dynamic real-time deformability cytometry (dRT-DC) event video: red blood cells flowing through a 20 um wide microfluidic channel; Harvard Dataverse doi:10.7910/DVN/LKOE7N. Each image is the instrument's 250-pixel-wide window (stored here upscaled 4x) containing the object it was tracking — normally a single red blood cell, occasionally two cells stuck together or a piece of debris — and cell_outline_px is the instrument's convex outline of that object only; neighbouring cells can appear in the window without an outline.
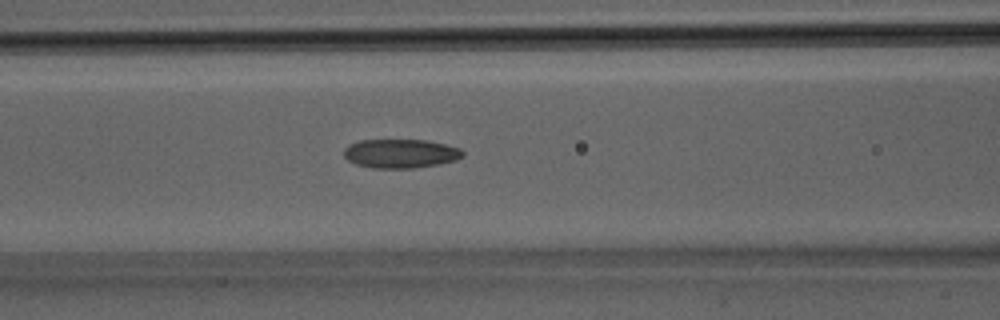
{"species": "Egyptian fruit bat (a non-hibernating species)", "species_latin": "Rousettus aegyptiacus", "temperature_condition": "room temperature", "stored_images_in_passage": 32, "camera_frame_rate_fps": 3000, "um_per_image_px": 0.085, "animal": {"sex": "male"}, "frame": {"image": 1, "passage_image": 13, "time_ms": 4.0, "image_size_px": [1000, 320], "cell_outline_px": [[464, 156], [456, 160], [440, 164], [412, 168], [372, 168], [356, 164], [348, 160], [344, 156], [344, 148], [348, 144], [360, 140], [424, 140], [444, 144], [460, 148], [464, 152]], "centroid_in_image_um": [34.04, 13.05], "position_along_channel_um": 132.6, "area_um2": 20.11}}
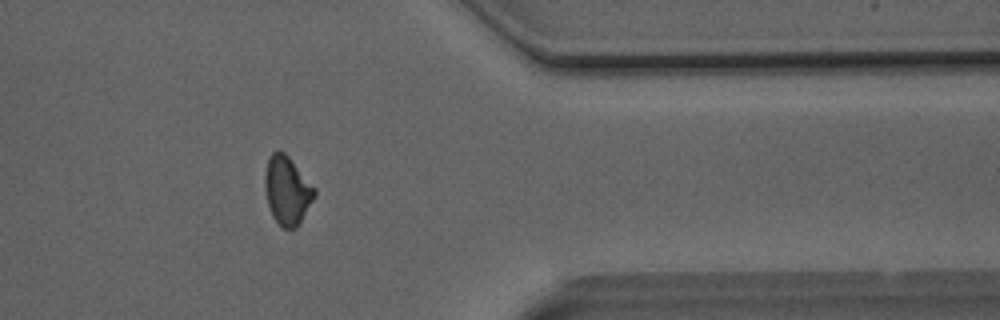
{"frame": {"image": 2, "passage_image": 26, "time_ms": 8.333, "image_size_px": [1000, 320], "cell_outline_px": [[316, 196], [300, 224], [296, 228], [284, 228], [272, 216], [268, 204], [264, 188], [264, 176], [268, 160], [272, 152], [284, 152], [288, 156], [316, 188]], "centroid_in_image_um": [24.43, 16.21], "position_along_channel_um": 387.0, "area_um2": 19.77}}
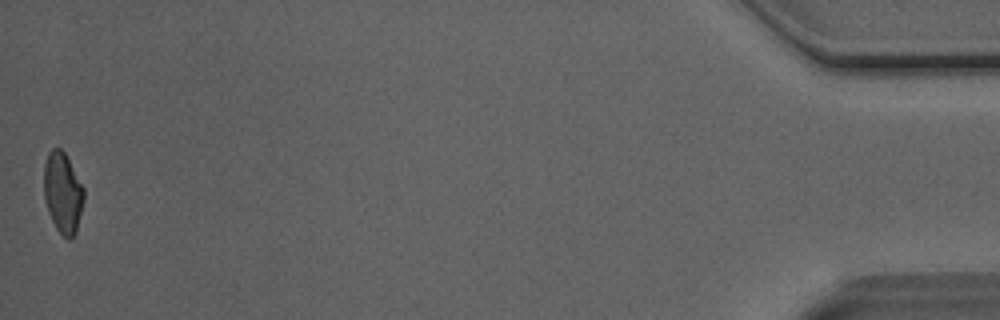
{"frame": {"image": 3, "passage_image": 32, "time_ms": 10.333, "image_size_px": [1000, 320], "cell_outline_px": [[84, 200], [76, 232], [68, 240], [56, 228], [48, 212], [44, 196], [44, 164], [48, 152], [52, 148], [60, 148], [64, 152], [84, 188]], "centroid_in_image_um": [5.33, 16.37], "position_along_channel_um": 429.9, "area_um2": 18.67}}